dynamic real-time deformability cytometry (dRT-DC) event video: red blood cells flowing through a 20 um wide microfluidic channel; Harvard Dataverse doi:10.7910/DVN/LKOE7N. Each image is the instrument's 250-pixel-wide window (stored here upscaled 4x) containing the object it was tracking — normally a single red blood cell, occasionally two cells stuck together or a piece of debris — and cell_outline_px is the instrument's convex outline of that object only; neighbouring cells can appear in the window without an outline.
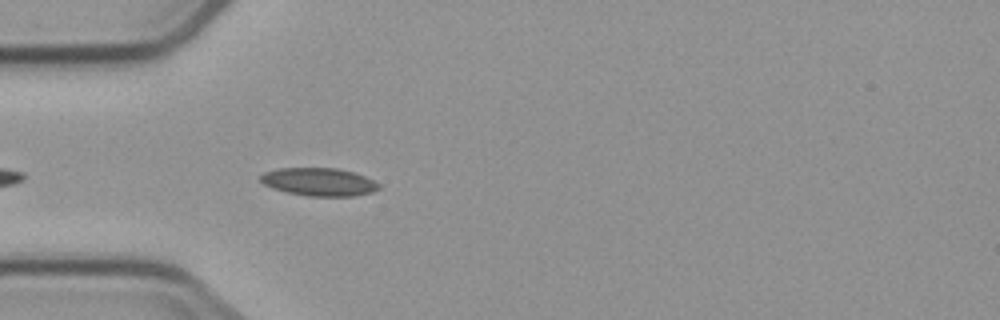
{"species": "common noctule bat (a hibernating species)", "species_latin": "Nyctalus noctula", "temperature_condition": "cold", "stored_images_in_passage": 4, "camera_frame_rate_fps": 3000, "um_per_image_px": 0.085, "animal": {"sex": "male", "body_mass_g": 23.1, "forearm_length_mm": 52.7}, "frame": {"image": 1, "passage_image": 4, "time_ms": 3.333, "image_size_px": [1000, 320], "cell_outline_px": [[380, 188], [372, 192], [352, 196], [308, 196], [288, 192], [272, 188], [264, 184], [260, 180], [260, 176], [264, 172], [276, 168], [336, 168], [352, 172], [364, 176], [380, 184]], "centroid_in_image_um": [27.09, 15.46], "position_along_channel_um": 57.9, "area_um2": 19.19}}